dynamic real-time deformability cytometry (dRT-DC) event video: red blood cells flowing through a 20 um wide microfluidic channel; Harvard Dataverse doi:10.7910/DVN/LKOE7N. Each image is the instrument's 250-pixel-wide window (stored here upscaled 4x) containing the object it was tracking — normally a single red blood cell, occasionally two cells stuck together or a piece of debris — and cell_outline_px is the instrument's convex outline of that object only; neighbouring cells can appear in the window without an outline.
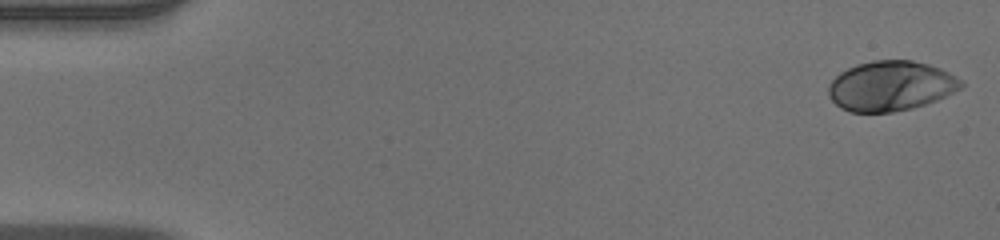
{"species": "human", "species_latin": "Homo sapiens", "temperature_condition": "warm", "stored_images_in_passage": 52, "camera_frame_rate_fps": 3000, "um_per_image_px": 0.085, "donor": {"sex": "male"}, "frame": {"image": 1, "passage_image": 1, "time_ms": 0.0, "image_size_px": [1000, 240], "cell_outline_px": [[964, 84], [960, 88], [936, 100], [912, 108], [892, 112], [848, 112], [840, 108], [832, 100], [828, 92], [828, 84], [840, 72], [856, 64], [872, 60], [912, 60], [928, 64], [940, 68], [948, 72], [960, 80]], "centroid_in_image_um": [75.67, 7.3], "position_along_channel_um": 9.3, "area_um2": 38.44}}
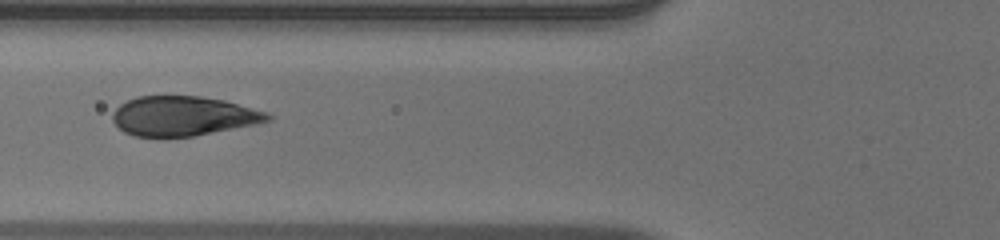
{"frame": {"image": 2, "passage_image": 20, "time_ms": 6.333, "image_size_px": [1000, 240], "cell_outline_px": [[272, 120], [256, 124], [192, 136], [136, 136], [124, 132], [112, 120], [112, 112], [120, 104], [136, 96], [200, 96], [224, 100], [268, 112], [272, 116]], "centroid_in_image_um": [15.58, 9.85], "position_along_channel_um": 110.2, "area_um2": 35.6}}
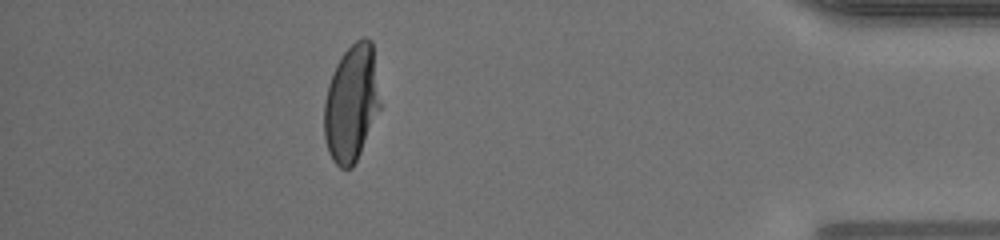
{"frame": {"image": 3, "passage_image": 46, "time_ms": 15.0, "image_size_px": [1000, 240], "cell_outline_px": [[380, 108], [360, 152], [352, 168], [340, 168], [332, 160], [328, 152], [324, 136], [324, 104], [328, 84], [336, 64], [344, 52], [356, 40], [364, 36], [372, 40], [380, 104]], "centroid_in_image_um": [29.85, 8.77], "position_along_channel_um": 405.3, "area_um2": 37.86}, "authors_computed_cell_mechanics": {"area_um2": 38.2347, "velocity_mm_per_s": 3.9295, "shape_relaxation_time_tau1_ms": 3.8377, "shape_relaxation_time_tau2_ms": null, "deformation_change_tau1": 0.2078, "deformation_change_tau2": null}}